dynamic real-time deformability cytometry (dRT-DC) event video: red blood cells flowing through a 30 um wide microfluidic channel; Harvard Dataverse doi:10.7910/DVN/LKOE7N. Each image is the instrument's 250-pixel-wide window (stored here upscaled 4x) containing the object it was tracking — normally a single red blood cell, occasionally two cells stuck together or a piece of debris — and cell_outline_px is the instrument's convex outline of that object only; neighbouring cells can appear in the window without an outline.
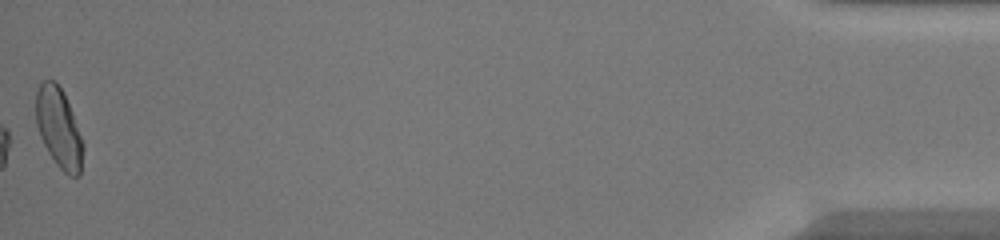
{"species": "common noctule bat (a hibernating species)", "species_latin": "Nyctalus noctula", "temperature_condition": "warm", "stored_images_in_passage": 37, "camera_frame_rate_fps": 3000, "um_per_image_px": 0.085, "animal": {"sex": "female", "body_mass_g": 20.0, "forearm_length_mm": 54.0}, "frame": {"image": 1, "passage_image": 37, "time_ms": 12.0, "image_size_px": [1000, 240], "cell_outline_px": [[84, 148], [80, 176], [68, 176], [56, 164], [48, 152], [40, 136], [36, 124], [36, 92], [40, 84], [44, 80], [52, 80], [64, 92], [72, 112], [84, 144]], "centroid_in_image_um": [5.01, 10.91], "position_along_channel_um": 430.2, "area_um2": 21.91}, "authors_computed_cell_mechanics": {"area_um2": 15.3748, "velocity_mm_per_s": 4.1221, "shape_relaxation_time_tau1_ms": null, "shape_relaxation_time_tau2_ms": 3.3615, "deformation_change_tau1": null, "deformation_change_tau2": 0.0666}}